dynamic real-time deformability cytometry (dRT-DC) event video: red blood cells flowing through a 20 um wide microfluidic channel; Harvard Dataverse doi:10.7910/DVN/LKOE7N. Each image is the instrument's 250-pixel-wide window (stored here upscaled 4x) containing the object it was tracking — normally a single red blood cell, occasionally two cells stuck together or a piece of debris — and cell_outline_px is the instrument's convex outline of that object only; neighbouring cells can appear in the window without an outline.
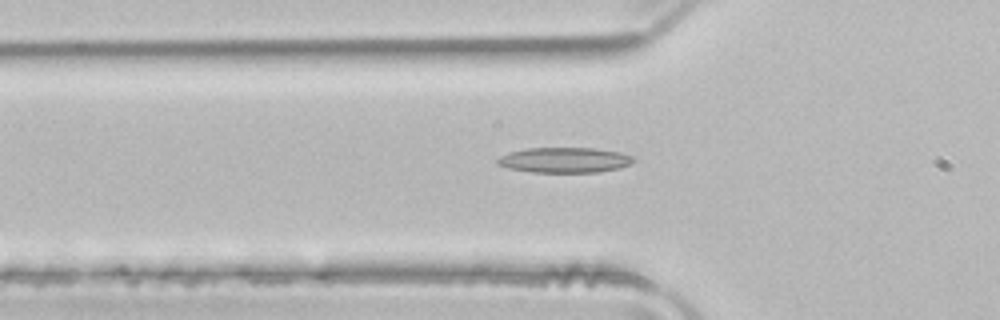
{"species": "common noctule bat (a hibernating species)", "species_latin": "Nyctalus noctula", "temperature_condition": "room temperature", "stored_images_in_passage": 42, "camera_frame_rate_fps": 3000, "um_per_image_px": 0.085, "animal": {"sex": "male", "body_mass_g": 21.5, "forearm_length_mm": 52.0}, "frame": {"image": 1, "passage_image": 10, "time_ms": 3.0, "image_size_px": [1000, 320], "cell_outline_px": [[636, 160], [632, 164], [620, 168], [600, 172], [532, 172], [508, 168], [496, 164], [496, 160], [500, 156], [508, 152], [528, 148], [596, 148], [620, 152], [632, 156]], "centroid_in_image_um": [48.01, 13.6], "position_along_channel_um": 77.8, "area_um2": 20.23}}
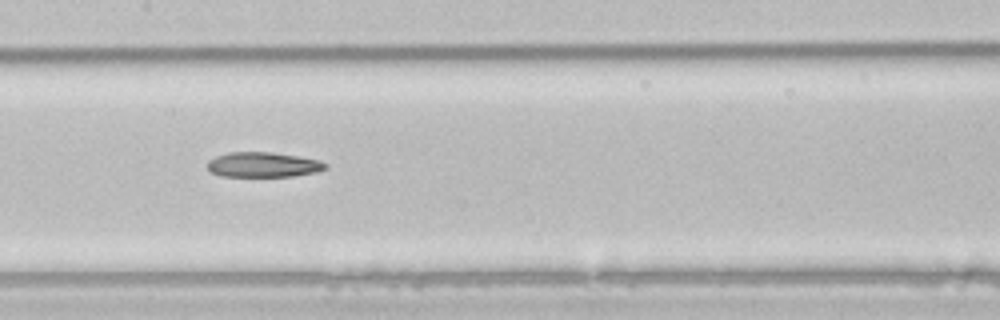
{"frame": {"image": 2, "passage_image": 18, "time_ms": 5.667, "image_size_px": [1000, 320], "cell_outline_px": [[328, 168], [316, 172], [292, 176], [220, 176], [212, 172], [208, 168], [208, 160], [216, 156], [228, 152], [272, 152], [300, 156], [320, 160], [328, 164]], "centroid_in_image_um": [22.4, 13.99], "position_along_channel_um": 185.0, "area_um2": 17.28}}
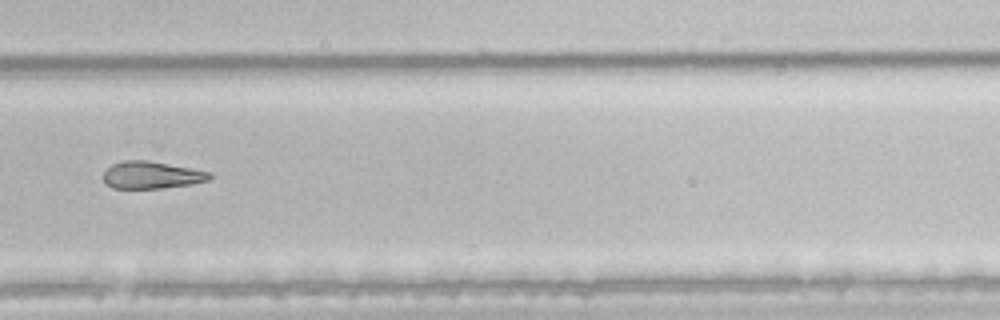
{"frame": {"image": 3, "passage_image": 28, "time_ms": 9.0, "image_size_px": [1000, 320], "cell_outline_px": [[212, 180], [192, 184], [160, 188], [112, 188], [104, 180], [104, 172], [112, 164], [124, 160], [148, 160], [192, 168], [212, 172]], "centroid_in_image_um": [12.95, 14.87], "position_along_channel_um": 316.9, "area_um2": 16.94}}